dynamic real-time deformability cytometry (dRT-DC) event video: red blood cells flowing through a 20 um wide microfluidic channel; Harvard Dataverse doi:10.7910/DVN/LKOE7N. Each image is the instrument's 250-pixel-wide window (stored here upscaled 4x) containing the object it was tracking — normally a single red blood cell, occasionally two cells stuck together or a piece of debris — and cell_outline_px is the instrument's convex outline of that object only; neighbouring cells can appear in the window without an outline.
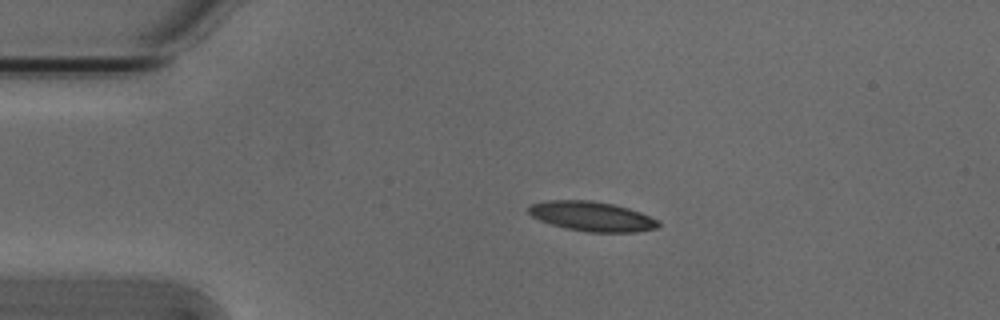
{"species": "Egyptian fruit bat (a non-hibernating species)", "species_latin": "Rousettus aegyptiacus", "temperature_condition": "cold", "stored_images_in_passage": 43, "camera_frame_rate_fps": 3000, "um_per_image_px": 0.085, "animal": {"sex": "male"}, "frame": {"image": 1, "passage_image": 1, "time_ms": 0.0, "image_size_px": [1000, 320], "cell_outline_px": [[660, 224], [656, 228], [636, 232], [588, 232], [564, 228], [540, 220], [532, 216], [528, 212], [528, 208], [532, 204], [548, 200], [588, 200], [612, 204], [628, 208], [640, 212], [656, 220]], "centroid_in_image_um": [50.29, 18.39], "position_along_channel_um": 34.7, "area_um2": 22.2}}
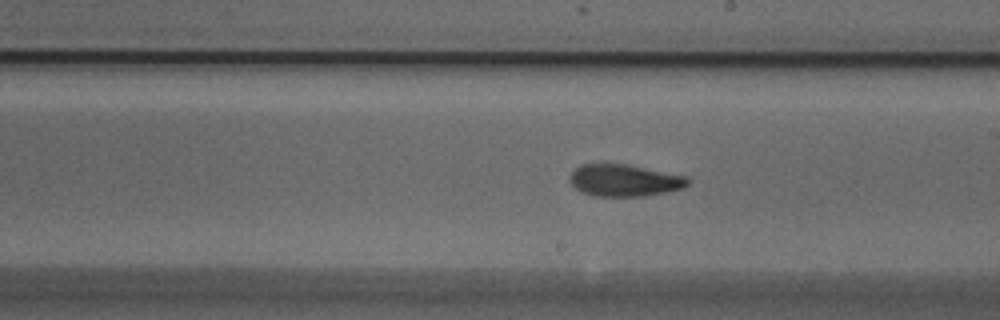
{"frame": {"image": 2, "passage_image": 20, "time_ms": 6.333, "image_size_px": [1000, 320], "cell_outline_px": [[692, 180], [684, 188], [644, 196], [596, 196], [580, 192], [568, 180], [572, 172], [580, 164], [628, 164], [688, 176]], "centroid_in_image_um": [53.1, 15.33], "position_along_channel_um": 235.9, "area_um2": 22.14}}
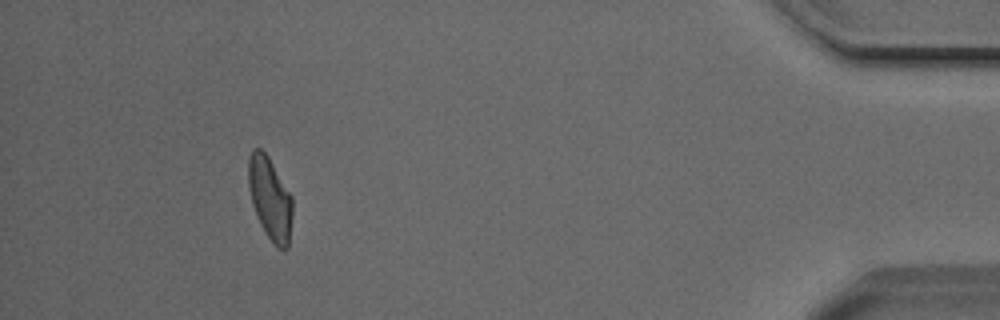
{"frame": {"image": 3, "passage_image": 39, "time_ms": 12.667, "image_size_px": [1000, 320], "cell_outline_px": [[292, 216], [288, 248], [276, 248], [264, 232], [256, 216], [252, 204], [248, 184], [248, 156], [252, 148], [260, 148], [268, 156], [292, 196]], "centroid_in_image_um": [22.94, 16.87], "position_along_channel_um": 412.3, "area_um2": 21.39}, "authors_computed_cell_mechanics": {"area_um2": 22.1374, "velocity_mm_per_s": 3.8112, "shape_relaxation_time_tau1_ms": 6.0061, "shape_relaxation_time_tau2_ms": 3.416, "deformation_change_tau1": 0.1717, "deformation_change_tau2": 0.0988}}